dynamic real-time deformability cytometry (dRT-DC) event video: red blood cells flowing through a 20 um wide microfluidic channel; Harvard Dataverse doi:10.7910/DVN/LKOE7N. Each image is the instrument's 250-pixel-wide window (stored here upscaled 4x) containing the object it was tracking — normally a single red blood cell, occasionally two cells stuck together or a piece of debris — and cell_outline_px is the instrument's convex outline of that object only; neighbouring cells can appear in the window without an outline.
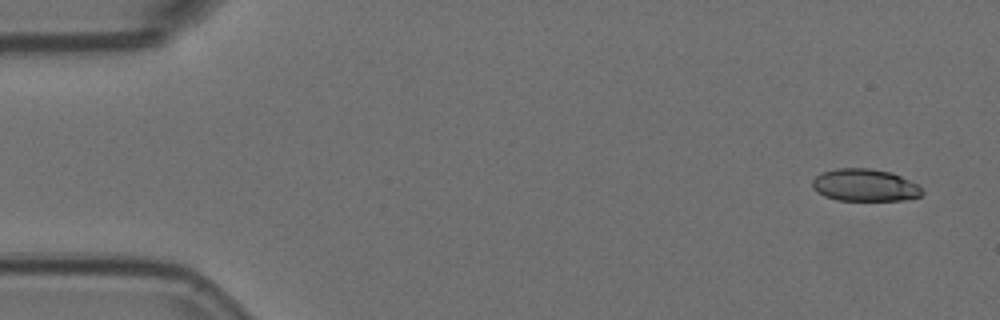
{"species": "Egyptian fruit bat (a non-hibernating species)", "species_latin": "Rousettus aegyptiacus", "temperature_condition": "room temperature", "stored_images_in_passage": 5, "camera_frame_rate_fps": 3000, "um_per_image_px": 0.085, "animal": {"sex": "female"}, "frame": {"image": 1, "passage_image": 1, "time_ms": 0.0, "image_size_px": [1000, 320], "cell_outline_px": [[924, 192], [920, 196], [904, 200], [836, 200], [824, 196], [816, 192], [812, 188], [812, 180], [816, 176], [824, 172], [836, 168], [868, 168], [892, 172], [916, 184]], "centroid_in_image_um": [73.48, 15.74], "position_along_channel_um": 11.5, "area_um2": 20.63}}